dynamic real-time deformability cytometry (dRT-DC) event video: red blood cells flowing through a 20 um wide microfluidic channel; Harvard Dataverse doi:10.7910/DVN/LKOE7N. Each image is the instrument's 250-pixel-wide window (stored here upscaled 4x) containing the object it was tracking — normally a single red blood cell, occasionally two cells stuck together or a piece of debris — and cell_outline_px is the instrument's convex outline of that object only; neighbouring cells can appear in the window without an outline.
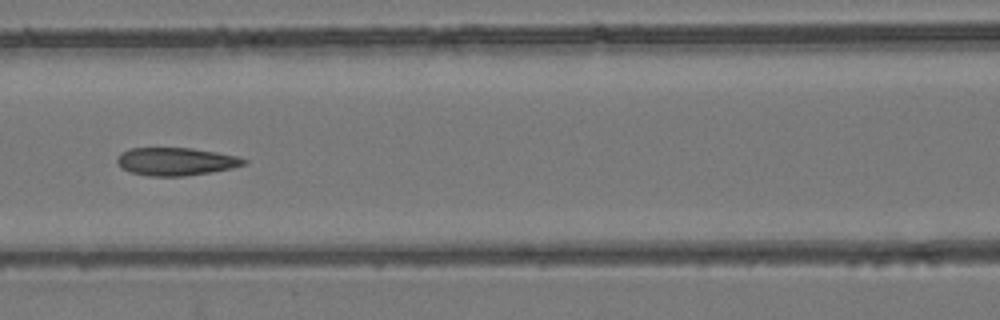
{"species": "common noctule bat (a hibernating species)", "species_latin": "Nyctalus noctula", "temperature_condition": "room temperature", "stored_images_in_passage": 9, "camera_frame_rate_fps": 3000, "um_per_image_px": 0.085, "animal": {"sex": "female", "body_mass_g": 24.6, "forearm_length_mm": 56.2}, "frame": {"image": 1, "passage_image": 6, "time_ms": 5.667, "image_size_px": [1000, 320], "cell_outline_px": [[248, 164], [232, 168], [184, 176], [148, 176], [132, 172], [120, 168], [116, 160], [120, 152], [132, 148], [192, 148], [216, 152], [236, 156], [248, 160]], "centroid_in_image_um": [14.94, 13.72], "position_along_channel_um": 151.7, "area_um2": 20.58}}
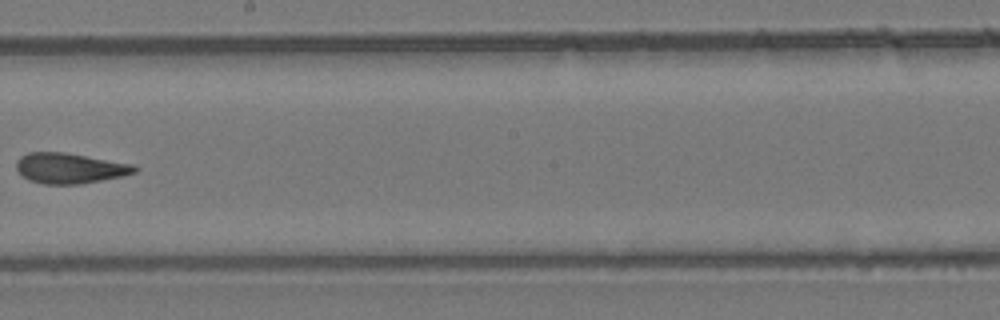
{"frame": {"image": 2, "passage_image": 8, "time_ms": 8.0, "image_size_px": [1000, 320], "cell_outline_px": [[140, 168], [136, 172], [124, 176], [80, 184], [44, 184], [28, 180], [16, 168], [16, 160], [20, 156], [28, 152], [64, 152], [132, 164]], "centroid_in_image_um": [5.93, 14.3], "position_along_channel_um": 242.3, "area_um2": 20.98}}
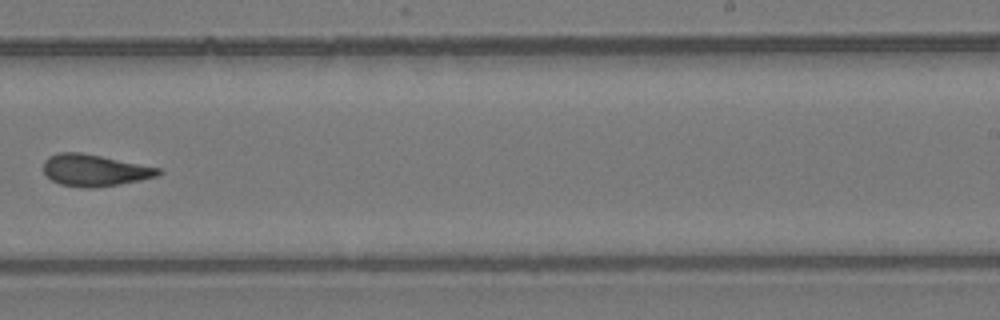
{"frame": {"image": 3, "passage_image": 9, "time_ms": 9.0, "image_size_px": [1000, 320], "cell_outline_px": [[164, 172], [160, 176], [120, 184], [92, 188], [80, 188], [60, 184], [52, 180], [44, 172], [44, 160], [48, 156], [60, 152], [80, 152], [160, 168]], "centroid_in_image_um": [8.05, 14.48], "position_along_channel_um": 280.9, "area_um2": 21.27}}